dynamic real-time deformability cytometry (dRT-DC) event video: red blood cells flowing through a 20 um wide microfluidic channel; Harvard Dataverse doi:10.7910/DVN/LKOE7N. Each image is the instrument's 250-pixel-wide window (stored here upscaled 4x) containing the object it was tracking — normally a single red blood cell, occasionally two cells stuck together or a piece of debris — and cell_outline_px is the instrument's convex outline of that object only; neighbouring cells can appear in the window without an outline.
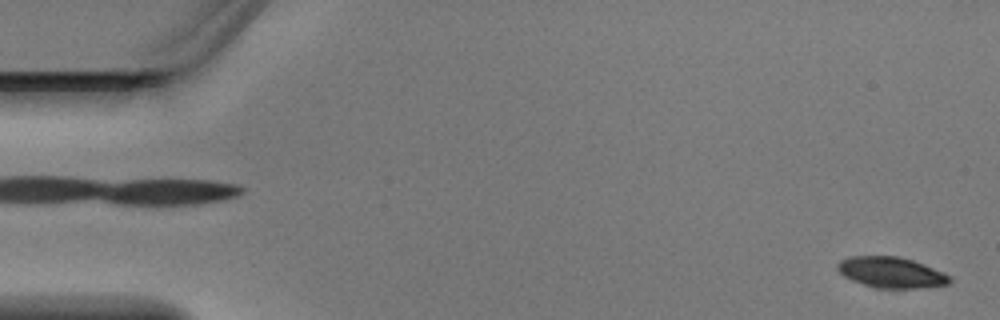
{"species": "Egyptian fruit bat (a non-hibernating species)", "species_latin": "Rousettus aegyptiacus", "temperature_condition": "warm", "stored_images_in_passage": 5, "segment_of_instrument_passage": [2, 2], "camera_frame_rate_fps": 3000, "um_per_image_px": 0.085, "animal": {"sex": "male"}, "frame": {"image": 1, "passage_image": 5, "time_ms": 1.333, "image_size_px": [1000, 320], "cell_outline_px": [[952, 280], [948, 284], [920, 288], [876, 288], [852, 280], [844, 276], [836, 268], [836, 264], [840, 260], [848, 256], [900, 256], [924, 264], [944, 272], [952, 276]], "centroid_in_image_um": [75.76, 23.15], "position_along_channel_um": 9.2, "area_um2": 20.29}}